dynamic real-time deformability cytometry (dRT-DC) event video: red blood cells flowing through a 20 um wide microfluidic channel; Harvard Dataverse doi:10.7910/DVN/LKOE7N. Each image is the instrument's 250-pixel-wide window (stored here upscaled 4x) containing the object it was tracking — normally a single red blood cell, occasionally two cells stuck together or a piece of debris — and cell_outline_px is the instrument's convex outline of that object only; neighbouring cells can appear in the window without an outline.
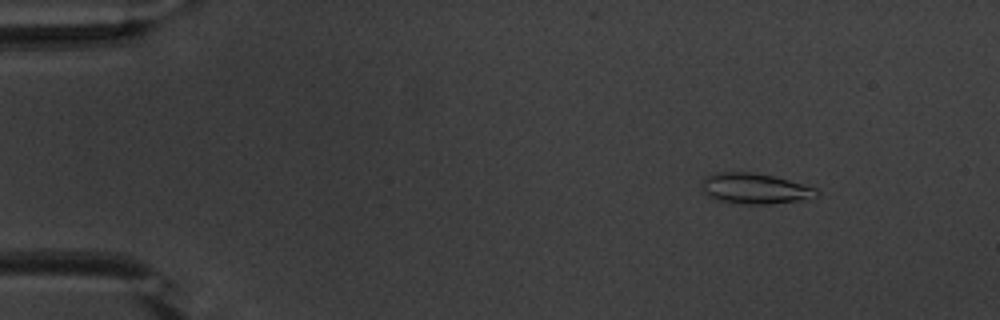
{"species": "common noctule bat (a hibernating species)", "species_latin": "Nyctalus noctula", "temperature_condition": "warm", "stored_images_in_passage": 54, "camera_frame_rate_fps": 3000, "um_per_image_px": 0.085, "animal": {"sex": "male", "body_mass_g": 20.1, "forearm_length_mm": 53.5}, "frame": {"image": 1, "passage_image": 7, "time_ms": 2.0, "image_size_px": [1000, 320], "cell_outline_px": [[820, 196], [800, 200], [768, 204], [744, 204], [716, 200], [704, 192], [704, 176], [716, 172], [752, 172], [772, 176], [788, 180], [816, 188], [820, 192]], "centroid_in_image_um": [64.19, 16.03], "position_along_channel_um": 20.8, "area_um2": 20.29}}
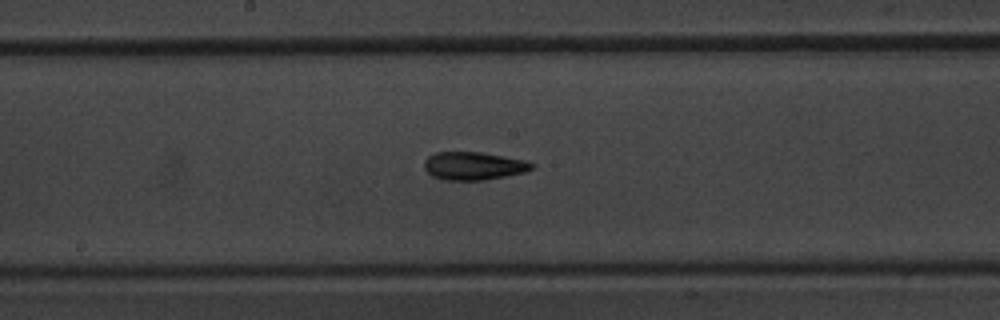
{"frame": {"image": 2, "passage_image": 29, "time_ms": 9.333, "image_size_px": [1000, 320], "cell_outline_px": [[536, 164], [532, 168], [524, 172], [484, 180], [444, 180], [432, 176], [424, 168], [424, 160], [428, 156], [436, 152], [480, 152], [528, 160]], "centroid_in_image_um": [40.26, 14.09], "position_along_channel_um": 207.9, "area_um2": 17.63}}
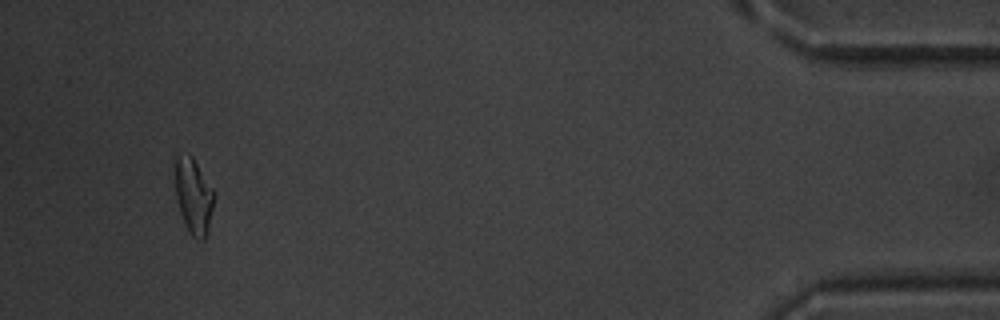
{"frame": {"image": 3, "passage_image": 51, "time_ms": 16.667, "image_size_px": [1000, 320], "cell_outline_px": [[216, 196], [208, 232], [204, 240], [196, 240], [192, 236], [180, 212], [176, 196], [176, 156], [188, 152], [192, 156], [216, 192]], "centroid_in_image_um": [16.5, 16.67], "position_along_channel_um": 418.7, "area_um2": 17.28}, "authors_computed_cell_mechanics": {"area_um2": 17.4845, "velocity_mm_per_s": 3.8132, "shape_relaxation_time_tau1_ms": 5.8801, "shape_relaxation_time_tau2_ms": 4.6302, "deformation_change_tau1": 0.183, "deformation_change_tau2": 0.1368}}